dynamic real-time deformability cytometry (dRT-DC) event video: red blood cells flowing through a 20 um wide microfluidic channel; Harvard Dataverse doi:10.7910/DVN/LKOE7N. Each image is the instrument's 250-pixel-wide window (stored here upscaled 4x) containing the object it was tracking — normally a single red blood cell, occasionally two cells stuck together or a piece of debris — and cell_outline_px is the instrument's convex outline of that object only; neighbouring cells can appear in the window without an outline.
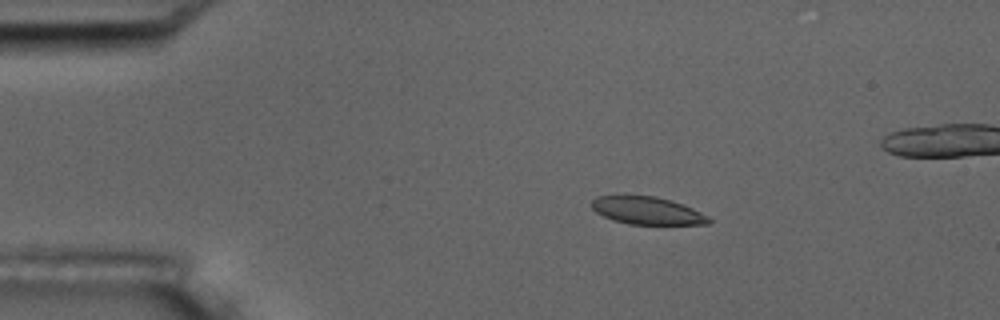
{"species": "common noctule bat (a hibernating species)", "species_latin": "Nyctalus noctula", "temperature_condition": "room temperature", "stored_images_in_passage": 10, "camera_frame_rate_fps": 3000, "um_per_image_px": 0.085, "animal": {"sex": "male", "body_mass_g": 17.5, "forearm_length_mm": 52.3}, "frame": {"image": 1, "passage_image": 4, "time_ms": 3.333, "image_size_px": [1000, 320], "cell_outline_px": [[712, 220], [708, 224], [628, 224], [612, 220], [596, 212], [592, 208], [592, 200], [596, 196], [656, 196], [672, 200], [684, 204], [708, 216]], "centroid_in_image_um": [55.02, 17.9], "position_along_channel_um": 30.0, "area_um2": 18.79}}
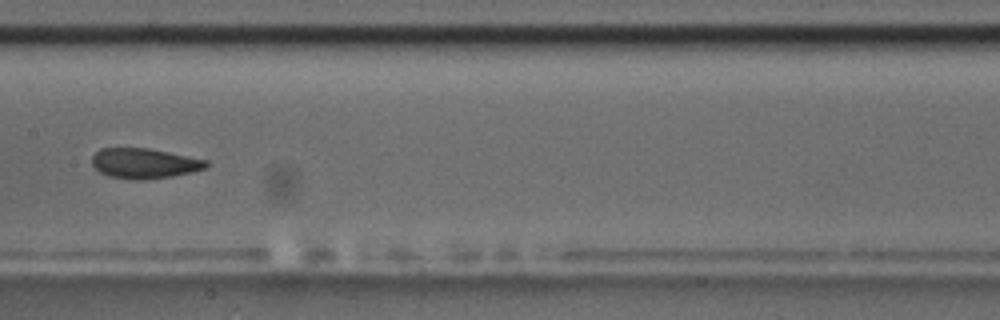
{"frame": {"image": 2, "passage_image": 9, "time_ms": 9.333, "image_size_px": [1000, 320], "cell_outline_px": [[208, 164], [204, 168], [192, 172], [172, 176], [140, 180], [136, 180], [108, 176], [100, 172], [92, 164], [92, 156], [100, 148], [148, 148], [208, 160]], "centroid_in_image_um": [12.25, 13.88], "position_along_channel_um": 195.2, "area_um2": 19.94}}